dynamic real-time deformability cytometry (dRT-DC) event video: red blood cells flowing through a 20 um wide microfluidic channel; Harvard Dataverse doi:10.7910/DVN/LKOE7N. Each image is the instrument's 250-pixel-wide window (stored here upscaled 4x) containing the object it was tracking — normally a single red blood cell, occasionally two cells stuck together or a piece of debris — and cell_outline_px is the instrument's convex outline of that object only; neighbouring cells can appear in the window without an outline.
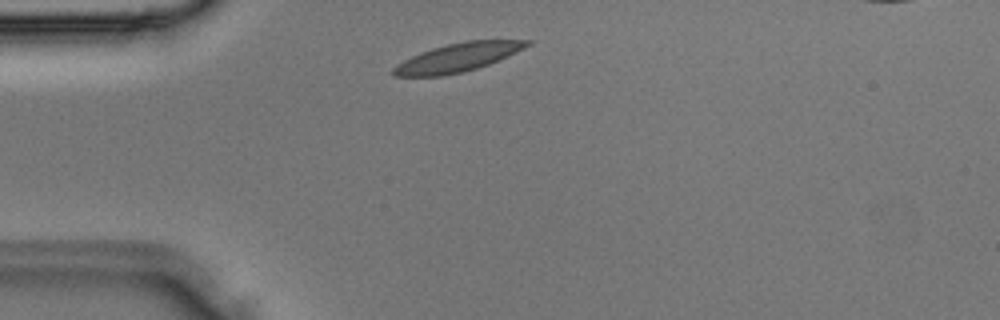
{"species": "Egyptian fruit bat (a non-hibernating species)", "species_latin": "Rousettus aegyptiacus", "temperature_condition": "room temperature", "stored_images_in_passage": 1, "camera_frame_rate_fps": 3000, "um_per_image_px": 0.085, "animal": {"sex": "male"}, "frame": {"image": 1, "passage_image": 1, "time_ms": 0.0, "image_size_px": [1000, 320], "cell_outline_px": [[532, 44], [524, 48], [488, 64], [464, 72], [444, 76], [392, 76], [392, 68], [396, 64], [412, 56], [432, 48], [448, 44], [468, 40], [532, 40]], "centroid_in_image_um": [38.88, 4.89], "position_along_channel_um": 46.1, "area_um2": 22.02}}